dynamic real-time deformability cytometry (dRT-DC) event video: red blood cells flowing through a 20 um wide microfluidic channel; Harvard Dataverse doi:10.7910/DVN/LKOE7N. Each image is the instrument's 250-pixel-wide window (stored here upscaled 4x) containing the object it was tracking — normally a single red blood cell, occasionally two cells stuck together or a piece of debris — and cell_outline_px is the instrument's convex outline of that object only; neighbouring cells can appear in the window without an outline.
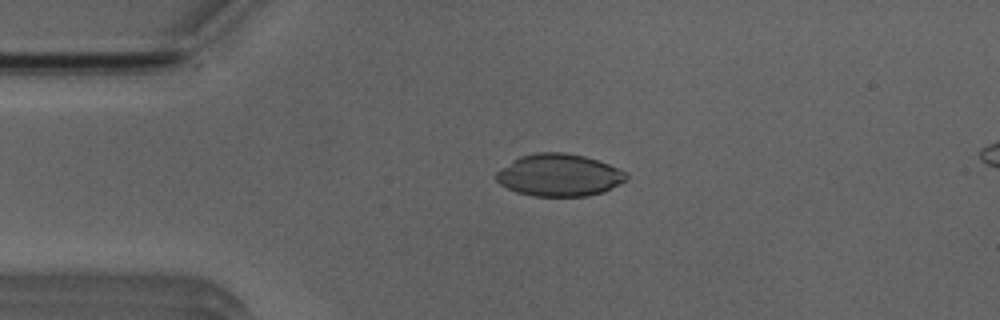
{"species": "Egyptian fruit bat (a non-hibernating species)", "species_latin": "Rousettus aegyptiacus", "temperature_condition": "room temperature", "stored_images_in_passage": 38, "camera_frame_rate_fps": 3000, "um_per_image_px": 0.085, "animal": {"sex": "male"}, "frame": {"image": 1, "passage_image": 4, "time_ms": 1.0, "image_size_px": [1000, 320], "cell_outline_px": [[628, 176], [624, 180], [604, 192], [588, 196], [532, 196], [516, 192], [500, 184], [496, 180], [496, 172], [520, 156], [536, 152], [564, 152], [584, 156], [608, 164], [628, 172]], "centroid_in_image_um": [47.52, 14.89], "position_along_channel_um": 37.5, "area_um2": 31.91}}
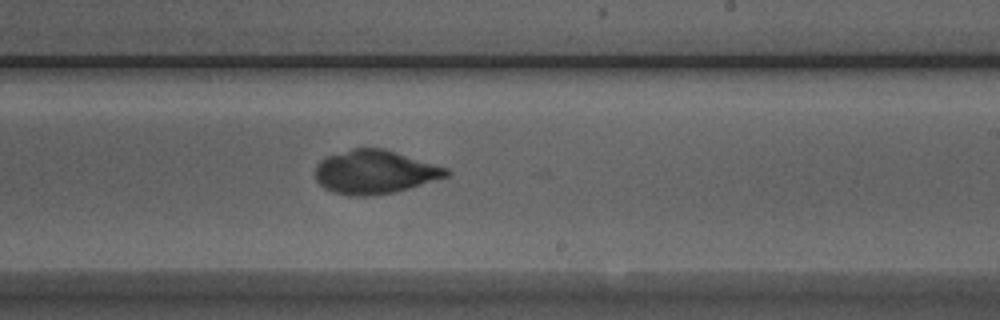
{"frame": {"image": 2, "passage_image": 23, "time_ms": 7.333, "image_size_px": [1000, 320], "cell_outline_px": [[452, 172], [448, 176], [408, 188], [392, 192], [368, 196], [348, 196], [332, 192], [324, 188], [316, 180], [316, 164], [324, 156], [352, 148], [384, 148], [448, 168]], "centroid_in_image_um": [31.82, 14.61], "position_along_channel_um": 257.2, "area_um2": 33.41}}
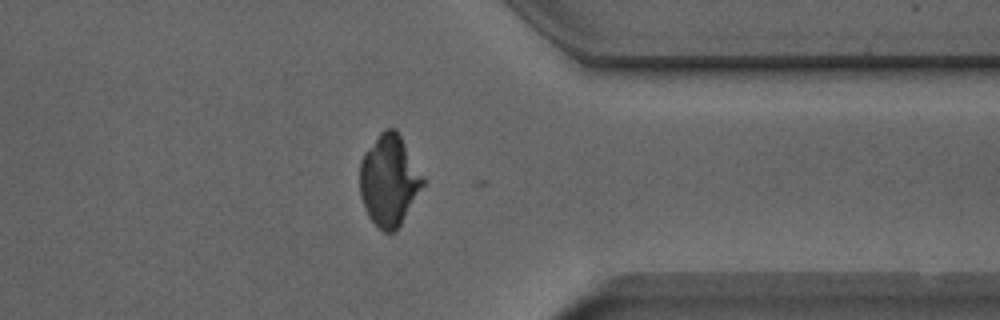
{"frame": {"image": 3, "passage_image": 33, "time_ms": 10.667, "image_size_px": [1000, 320], "cell_outline_px": [[424, 184], [396, 232], [384, 232], [368, 216], [364, 208], [360, 192], [360, 160], [364, 152], [380, 132], [384, 128], [396, 128], [424, 176]], "centroid_in_image_um": [33.07, 15.31], "position_along_channel_um": 378.3, "area_um2": 33.47}}